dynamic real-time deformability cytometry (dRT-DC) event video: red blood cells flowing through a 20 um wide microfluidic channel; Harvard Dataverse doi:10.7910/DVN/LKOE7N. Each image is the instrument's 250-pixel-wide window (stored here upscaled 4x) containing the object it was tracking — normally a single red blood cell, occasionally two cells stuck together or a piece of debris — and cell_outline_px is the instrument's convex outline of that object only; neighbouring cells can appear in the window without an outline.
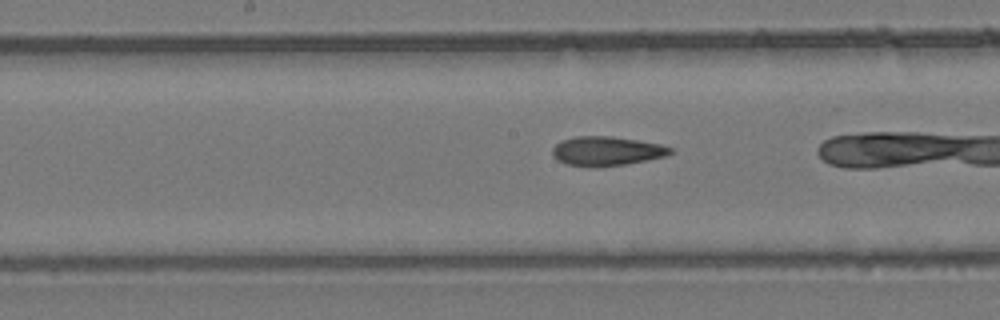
{"species": "common noctule bat (a hibernating species)", "species_latin": "Nyctalus noctula", "temperature_condition": "room temperature", "stored_images_in_passage": 17, "camera_frame_rate_fps": 3000, "um_per_image_px": 0.085, "animal": {"sex": "female", "body_mass_g": 24.6, "forearm_length_mm": 56.2}, "frame": {"image": 1, "passage_image": 10, "time_ms": 3.0, "image_size_px": [1000, 320], "cell_outline_px": [[672, 152], [664, 156], [624, 164], [596, 168], [588, 168], [564, 164], [556, 160], [552, 156], [552, 148], [556, 144], [564, 140], [576, 136], [612, 136], [660, 144], [672, 148]], "centroid_in_image_um": [51.48, 12.86], "position_along_channel_um": 196.7, "area_um2": 20.17}}